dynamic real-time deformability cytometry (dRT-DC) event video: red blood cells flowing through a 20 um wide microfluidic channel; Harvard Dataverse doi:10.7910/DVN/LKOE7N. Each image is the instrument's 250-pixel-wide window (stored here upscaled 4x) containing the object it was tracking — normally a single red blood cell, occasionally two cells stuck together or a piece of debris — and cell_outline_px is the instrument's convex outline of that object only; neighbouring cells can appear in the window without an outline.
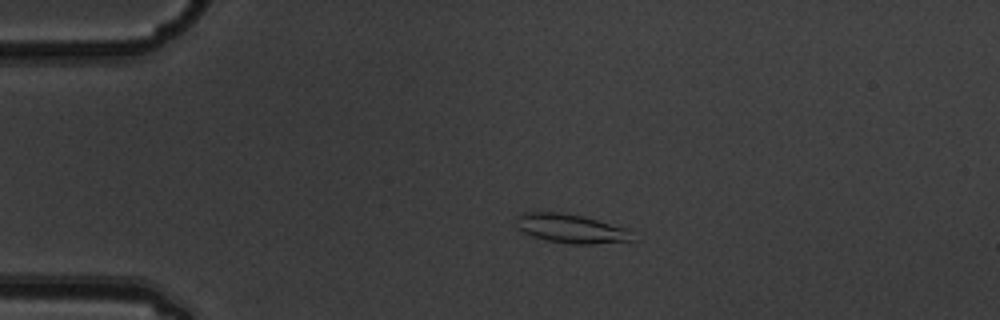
{"species": "common noctule bat (a hibernating species)", "species_latin": "Nyctalus noctula", "temperature_condition": "warm", "stored_images_in_passage": 4, "camera_frame_rate_fps": 3000, "um_per_image_px": 0.085, "animal": {"sex": "male", "body_mass_g": 19.5, "forearm_length_mm": 54.6}, "frame": {"image": 1, "passage_image": 1, "time_ms": 0.0, "image_size_px": [1000, 320], "cell_outline_px": [[636, 240], [592, 244], [568, 244], [548, 240], [532, 236], [516, 228], [516, 216], [524, 212], [560, 212], [580, 216], [628, 228]], "centroid_in_image_um": [48.52, 19.43], "position_along_channel_um": 36.5, "area_um2": 19.59}}
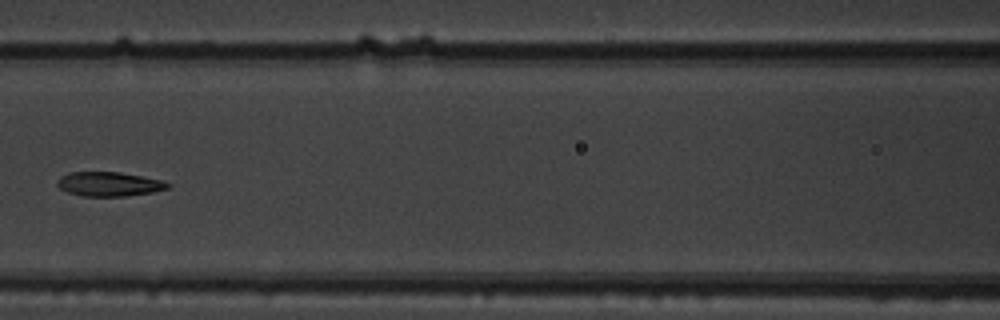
{"frame": {"image": 2, "passage_image": 4, "time_ms": 1.0, "image_size_px": [1000, 320], "cell_outline_px": [[172, 184], [168, 188], [152, 192], [128, 196], [84, 196], [68, 192], [60, 188], [56, 184], [56, 180], [60, 176], [72, 172], [120, 172], [164, 180]], "centroid_in_image_um": [9.29, 15.64], "position_along_channel_um": 157.3, "area_um2": 15.72}}